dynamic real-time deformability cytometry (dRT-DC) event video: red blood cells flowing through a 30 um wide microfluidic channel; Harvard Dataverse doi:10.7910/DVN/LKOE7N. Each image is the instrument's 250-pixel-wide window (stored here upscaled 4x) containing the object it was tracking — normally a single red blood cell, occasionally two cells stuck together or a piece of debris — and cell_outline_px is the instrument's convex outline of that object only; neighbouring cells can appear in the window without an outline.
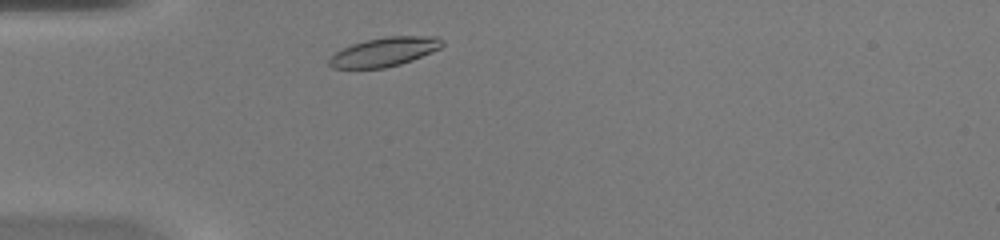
{"species": "common noctule bat (a hibernating species)", "species_latin": "Nyctalus noctula", "temperature_condition": "warm", "stored_images_in_passage": 34, "camera_frame_rate_fps": 3000, "um_per_image_px": 0.085, "animal": {"sex": "female", "body_mass_g": 20.0, "forearm_length_mm": 54.0}, "frame": {"image": 1, "passage_image": 2, "time_ms": 0.333, "image_size_px": [1000, 240], "cell_outline_px": [[444, 44], [440, 48], [432, 52], [412, 60], [400, 64], [384, 68], [332, 68], [328, 64], [328, 60], [336, 52], [352, 44], [364, 40], [384, 36], [440, 36], [444, 40]], "centroid_in_image_um": [32.71, 4.39], "position_along_channel_um": 52.3, "area_um2": 19.19}}
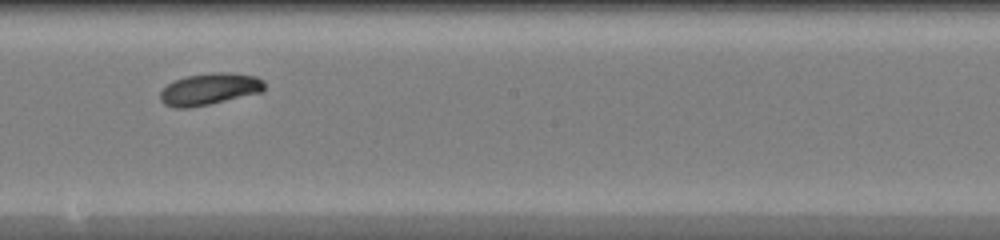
{"frame": {"image": 2, "passage_image": 16, "time_ms": 5.0, "image_size_px": [1000, 240], "cell_outline_px": [[264, 92], [208, 104], [188, 108], [176, 108], [164, 104], [160, 100], [160, 92], [172, 80], [184, 76], [212, 72], [232, 72], [256, 76], [264, 80]], "centroid_in_image_um": [17.81, 7.55], "position_along_channel_um": 230.4, "area_um2": 19.54}}
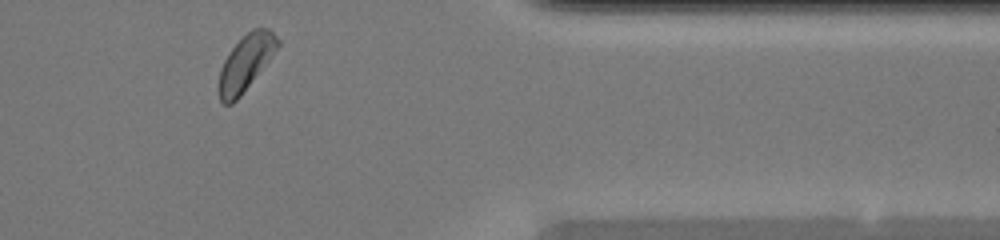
{"frame": {"image": 3, "passage_image": 29, "time_ms": 9.333, "image_size_px": [1000, 240], "cell_outline_px": [[280, 44], [268, 60], [240, 96], [232, 104], [224, 104], [220, 100], [216, 88], [220, 68], [228, 52], [252, 28], [268, 28], [280, 40]], "centroid_in_image_um": [20.83, 5.36], "position_along_channel_um": 390.6, "area_um2": 18.9}, "authors_computed_cell_mechanics": {"area_um2": 19.2185, "velocity_mm_per_s": 4.1207, "shape_relaxation_time_tau1_ms": 2.9166, "shape_relaxation_time_tau2_ms": null, "deformation_change_tau1": 0.1387, "deformation_change_tau2": null}}